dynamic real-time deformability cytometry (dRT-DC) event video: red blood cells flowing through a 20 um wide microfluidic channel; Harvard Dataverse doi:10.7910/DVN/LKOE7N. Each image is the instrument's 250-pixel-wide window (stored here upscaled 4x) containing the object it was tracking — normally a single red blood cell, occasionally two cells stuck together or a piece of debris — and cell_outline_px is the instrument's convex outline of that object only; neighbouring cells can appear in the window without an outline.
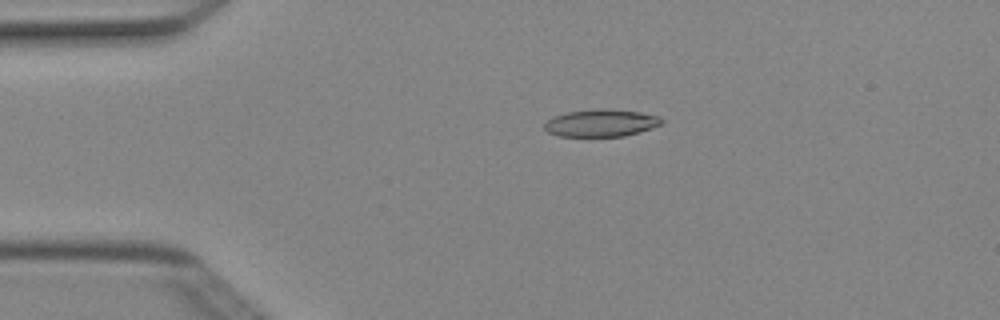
{"species": "Egyptian fruit bat (a non-hibernating species)", "species_latin": "Rousettus aegyptiacus", "temperature_condition": "cold", "stored_images_in_passage": 4, "camera_frame_rate_fps": 3000, "um_per_image_px": 0.085, "animal": {"sex": "female"}, "frame": {"image": 1, "passage_image": 3, "time_ms": 0.667, "image_size_px": [1000, 320], "cell_outline_px": [[664, 124], [640, 132], [624, 136], [560, 136], [548, 132], [544, 128], [544, 124], [552, 116], [568, 112], [596, 108], [604, 108], [640, 112], [660, 116], [664, 120]], "centroid_in_image_um": [51.13, 10.44], "position_along_channel_um": 33.9, "area_um2": 18.84}}